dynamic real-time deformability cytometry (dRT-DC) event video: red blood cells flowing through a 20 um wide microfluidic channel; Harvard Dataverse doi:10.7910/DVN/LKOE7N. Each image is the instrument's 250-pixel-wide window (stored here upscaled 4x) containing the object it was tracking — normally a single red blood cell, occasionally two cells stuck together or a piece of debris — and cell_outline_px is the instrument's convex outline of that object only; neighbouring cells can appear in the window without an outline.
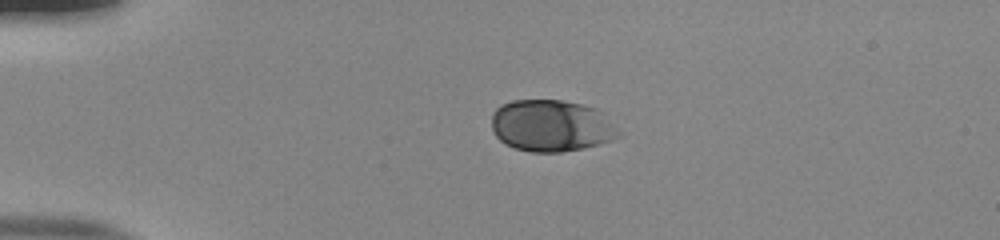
{"species": "human", "species_latin": "Homo sapiens", "temperature_condition": "room temperature", "stored_images_in_passage": 41, "camera_frame_rate_fps": 3000, "um_per_image_px": 0.085, "donor": {"sex": "male"}, "frame": {"image": 1, "passage_image": 1, "time_ms": 0.0, "image_size_px": [1000, 240], "cell_outline_px": [[620, 136], [612, 140], [584, 148], [560, 152], [528, 152], [504, 144], [496, 136], [492, 128], [492, 112], [500, 104], [512, 100], [560, 100], [580, 104], [596, 108], [604, 112], [616, 128]], "centroid_in_image_um": [46.84, 10.68], "position_along_channel_um": 38.2, "area_um2": 38.49}}
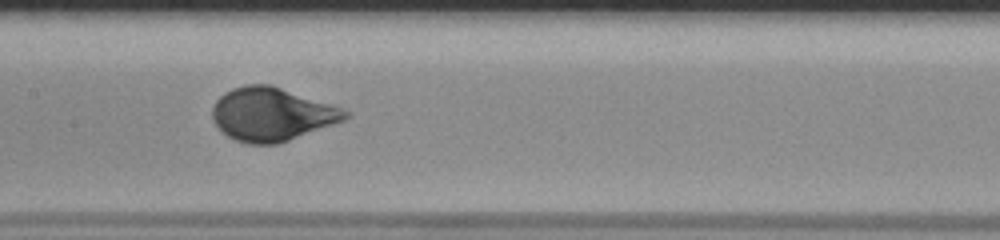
{"frame": {"image": 2, "passage_image": 16, "time_ms": 5.0, "image_size_px": [1000, 240], "cell_outline_px": [[352, 116], [344, 120], [288, 140], [276, 144], [248, 144], [236, 140], [228, 136], [212, 120], [212, 108], [216, 100], [224, 92], [232, 88], [244, 84], [272, 84], [352, 112]], "centroid_in_image_um": [23.08, 9.69], "position_along_channel_um": 184.3, "area_um2": 41.1}}
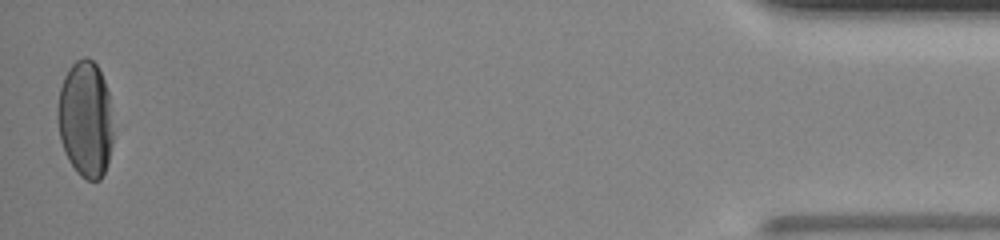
{"frame": {"image": 3, "passage_image": 41, "time_ms": 13.333, "image_size_px": [1000, 240], "cell_outline_px": [[112, 144], [108, 160], [104, 172], [100, 180], [88, 180], [80, 176], [76, 172], [68, 160], [64, 152], [60, 140], [56, 116], [56, 112], [60, 88], [64, 76], [68, 68], [76, 60], [84, 56], [88, 56], [96, 64], [104, 80], [108, 92], [112, 132]], "centroid_in_image_um": [7.23, 10.12], "position_along_channel_um": 428.0, "area_um2": 37.86}, "authors_computed_cell_mechanics": {"area_um2": 39.1306, "velocity_mm_per_s": 3.8794, "shape_relaxation_time_tau1_ms": 3.3332, "shape_relaxation_time_tau2_ms": null, "deformation_change_tau1": 0.1714, "deformation_change_tau2": null}}